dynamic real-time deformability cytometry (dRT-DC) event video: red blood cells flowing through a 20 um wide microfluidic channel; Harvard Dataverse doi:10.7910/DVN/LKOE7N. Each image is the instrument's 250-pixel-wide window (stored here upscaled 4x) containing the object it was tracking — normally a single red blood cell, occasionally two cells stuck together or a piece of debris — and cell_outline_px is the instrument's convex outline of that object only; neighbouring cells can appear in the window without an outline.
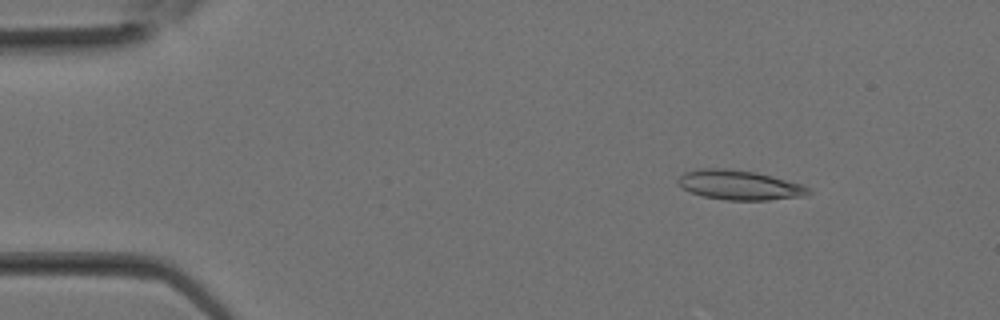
{"species": "Egyptian fruit bat (a non-hibernating species)", "species_latin": "Rousettus aegyptiacus", "temperature_condition": "room temperature", "stored_images_in_passage": 30, "camera_frame_rate_fps": 3000, "um_per_image_px": 0.085, "animal": {"sex": "female"}, "frame": {"image": 1, "passage_image": 4, "time_ms": 1.0, "image_size_px": [1000, 320], "cell_outline_px": [[812, 192], [808, 196], [768, 200], [724, 200], [704, 196], [692, 192], [684, 188], [676, 180], [684, 172], [700, 168], [728, 168], [756, 172], [804, 184], [812, 188]], "centroid_in_image_um": [62.94, 15.73], "position_along_channel_um": 22.1, "area_um2": 22.77}}
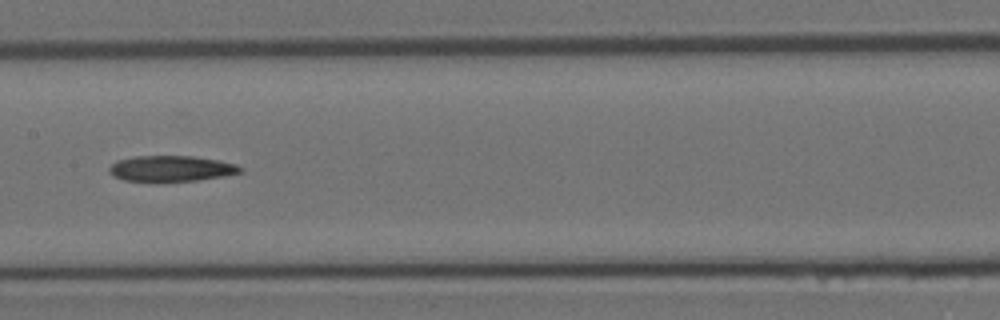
{"frame": {"image": 2, "passage_image": 15, "time_ms": 4.667, "image_size_px": [1000, 320], "cell_outline_px": [[244, 172], [228, 176], [200, 180], [152, 184], [124, 180], [112, 176], [108, 172], [108, 168], [116, 160], [136, 156], [192, 156], [220, 160], [236, 164], [244, 168]], "centroid_in_image_um": [14.55, 14.37], "position_along_channel_um": 192.8, "area_um2": 20.81}}
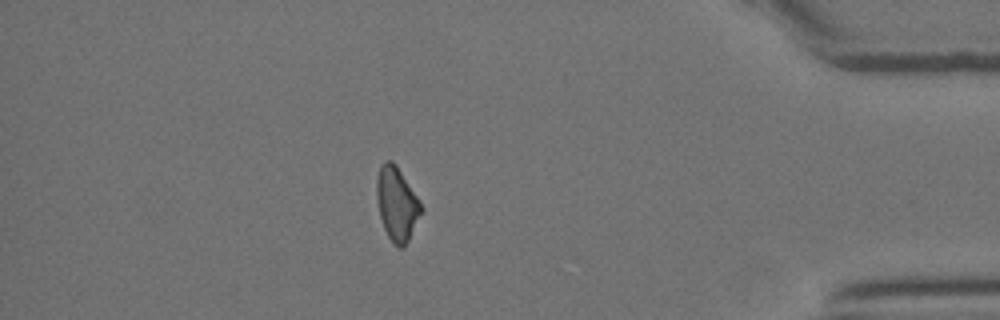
{"frame": {"image": 3, "passage_image": 26, "time_ms": 8.333, "image_size_px": [1000, 320], "cell_outline_px": [[424, 212], [408, 240], [400, 248], [392, 244], [384, 228], [380, 216], [376, 196], [376, 180], [380, 164], [384, 160], [392, 160], [396, 164], [424, 208]], "centroid_in_image_um": [33.73, 17.31], "position_along_channel_um": 401.5, "area_um2": 19.25}}